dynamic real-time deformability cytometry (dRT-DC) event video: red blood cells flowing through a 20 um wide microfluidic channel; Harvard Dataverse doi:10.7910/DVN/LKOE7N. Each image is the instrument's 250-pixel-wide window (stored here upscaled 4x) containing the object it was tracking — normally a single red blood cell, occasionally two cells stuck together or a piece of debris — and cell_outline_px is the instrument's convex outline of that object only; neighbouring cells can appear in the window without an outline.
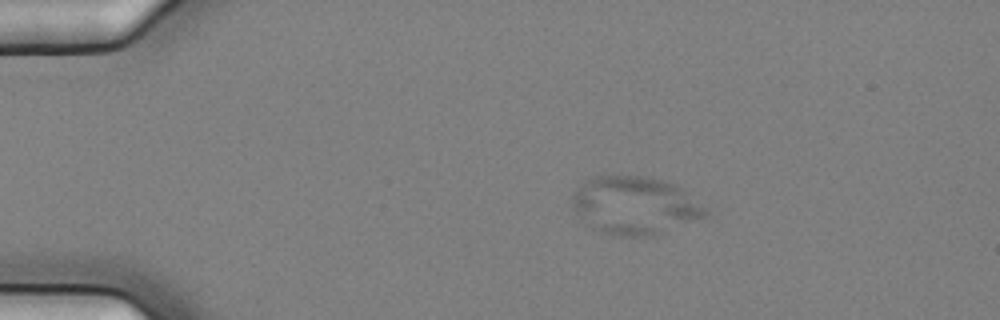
{"species": "common noctule bat (a hibernating species)", "species_latin": "Nyctalus noctula", "temperature_condition": "cold", "stored_images_in_passage": 47, "camera_frame_rate_fps": 3000, "um_per_image_px": 0.085, "animal": {"sex": "female", "body_mass_g": 25.1}, "frame": {"image": 1, "passage_image": 1, "time_ms": 0.0, "image_size_px": [1000, 320], "cell_outline_px": [[708, 220], [652, 236], [612, 236], [592, 228], [572, 208], [572, 196], [576, 188], [584, 180], [592, 176], [652, 176], [676, 184], [708, 208]], "centroid_in_image_um": [54.05, 17.48], "position_along_channel_um": 30.9, "area_um2": 46.18}}
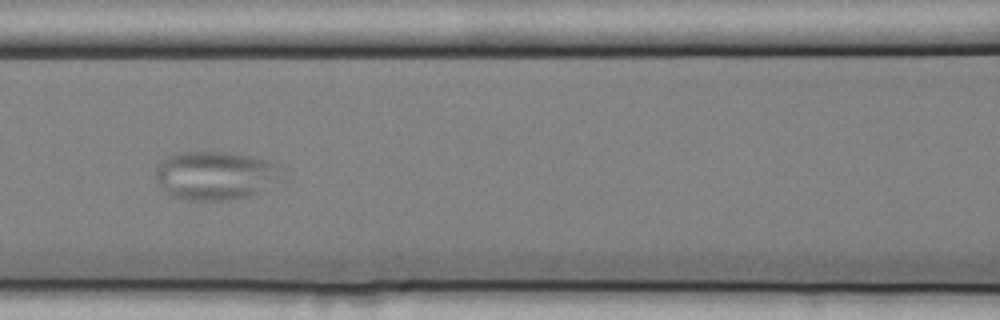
{"frame": {"image": 2, "passage_image": 16, "time_ms": 5.0, "image_size_px": [1000, 320], "cell_outline_px": [[284, 172], [264, 192], [232, 200], [188, 200], [172, 196], [156, 180], [156, 164], [160, 160], [168, 156], [180, 152], [224, 152], [248, 156], [268, 160], [280, 164]], "centroid_in_image_um": [18.33, 14.92], "position_along_channel_um": 148.3, "area_um2": 35.89}}
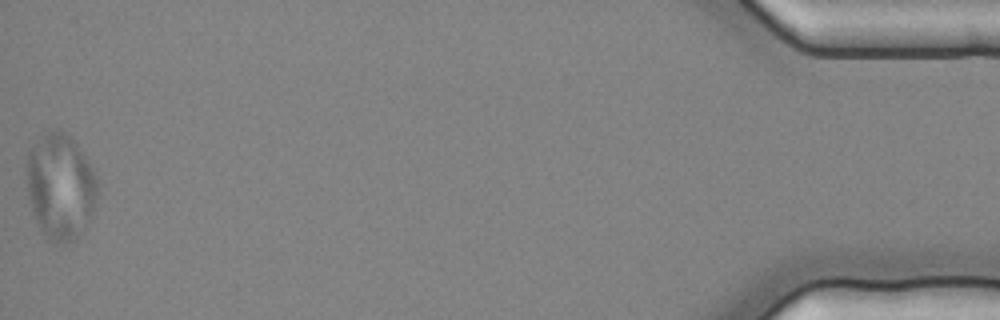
{"frame": {"image": 3, "passage_image": 47, "time_ms": 15.333, "image_size_px": [1000, 320], "cell_outline_px": [[100, 192], [92, 212], [88, 220], [76, 236], [72, 240], [64, 244], [52, 244], [44, 236], [32, 212], [28, 196], [28, 152], [40, 132], [44, 128], [60, 128], [76, 144], [92, 168], [96, 176]], "centroid_in_image_um": [5.12, 15.81], "position_along_channel_um": 430.1, "area_um2": 43.99}}